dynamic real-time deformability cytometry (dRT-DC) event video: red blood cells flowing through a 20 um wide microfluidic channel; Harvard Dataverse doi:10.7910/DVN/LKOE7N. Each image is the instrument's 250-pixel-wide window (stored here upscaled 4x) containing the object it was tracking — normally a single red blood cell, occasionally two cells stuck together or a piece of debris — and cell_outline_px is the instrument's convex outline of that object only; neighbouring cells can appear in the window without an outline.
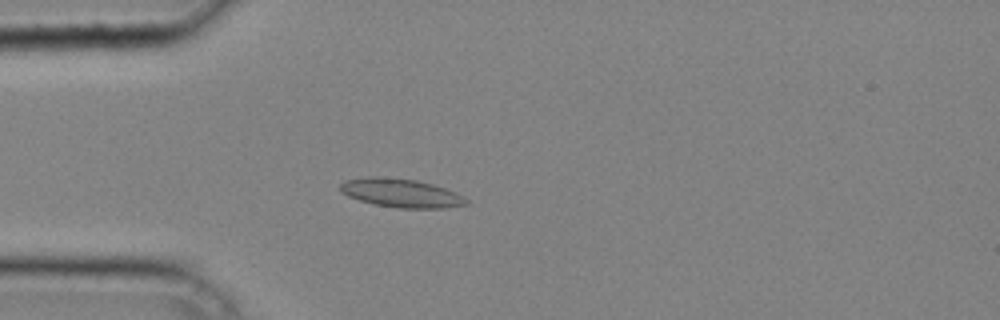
{"species": "common noctule bat (a hibernating species)", "species_latin": "Nyctalus noctula", "temperature_condition": "cold", "stored_images_in_passage": 37, "camera_frame_rate_fps": 3000, "um_per_image_px": 0.085, "animal": {"sex": "male", "body_mass_g": 20.4}, "frame": {"image": 1, "passage_image": 8, "time_ms": 2.333, "image_size_px": [1000, 320], "cell_outline_px": [[472, 204], [448, 208], [396, 208], [376, 204], [360, 200], [348, 196], [340, 192], [340, 184], [344, 180], [368, 176], [376, 176], [416, 180], [432, 184], [444, 188], [468, 200]], "centroid_in_image_um": [34.07, 16.41], "position_along_channel_um": 50.9, "area_um2": 20.98}}
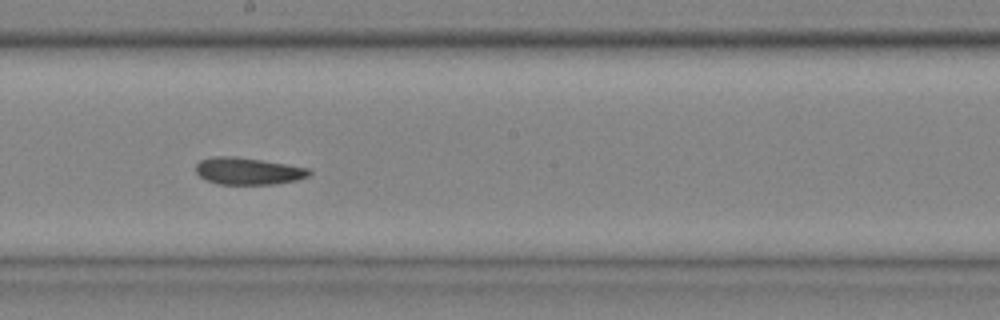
{"frame": {"image": 2, "passage_image": 20, "time_ms": 6.333, "image_size_px": [1000, 320], "cell_outline_px": [[312, 172], [308, 176], [296, 180], [272, 184], [220, 184], [208, 180], [200, 176], [196, 172], [196, 164], [200, 160], [212, 156], [236, 156], [288, 164], [308, 168]], "centroid_in_image_um": [21.08, 14.52], "position_along_channel_um": 227.1, "area_um2": 17.8}}
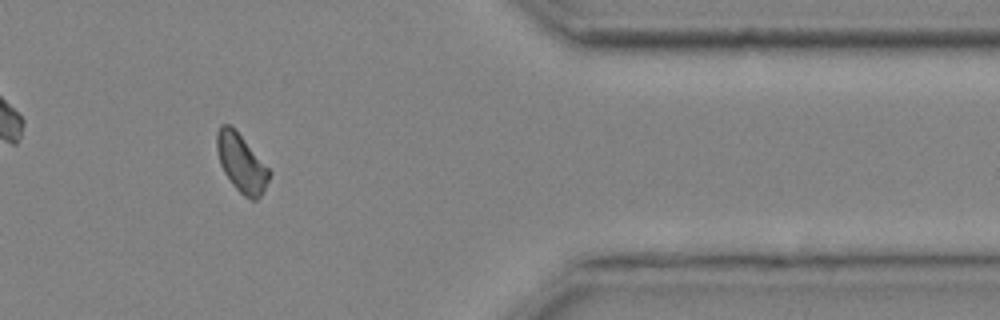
{"frame": {"image": 3, "passage_image": 32, "time_ms": 10.333, "image_size_px": [1000, 320], "cell_outline_px": [[272, 172], [264, 192], [256, 200], [252, 200], [244, 196], [232, 184], [224, 172], [220, 164], [216, 148], [216, 132], [220, 124], [228, 124], [240, 136]], "centroid_in_image_um": [20.51, 13.89], "position_along_channel_um": 390.9, "area_um2": 17.46}}